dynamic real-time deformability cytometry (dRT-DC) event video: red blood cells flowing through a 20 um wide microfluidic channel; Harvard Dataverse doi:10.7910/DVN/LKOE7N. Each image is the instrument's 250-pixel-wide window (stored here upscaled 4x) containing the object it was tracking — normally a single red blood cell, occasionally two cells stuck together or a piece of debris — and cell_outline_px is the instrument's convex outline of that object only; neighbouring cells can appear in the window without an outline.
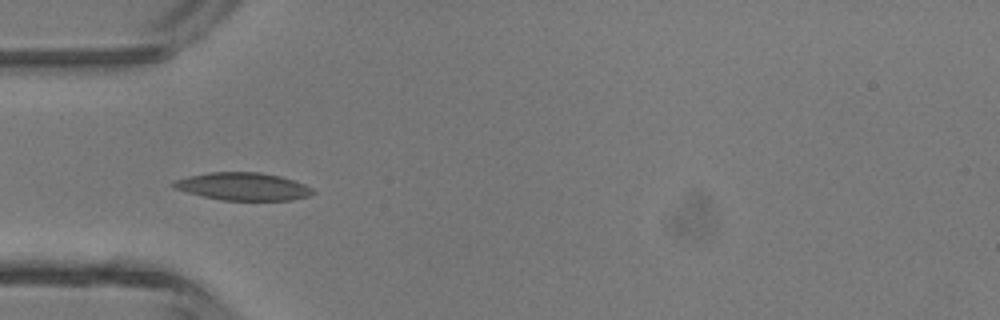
{"species": "common noctule bat (a hibernating species)", "species_latin": "Nyctalus noctula", "temperature_condition": "room temperature", "stored_images_in_passage": 4, "camera_frame_rate_fps": 3000, "um_per_image_px": 0.085, "animal": {"sex": "male", "body_mass_g": 13.3}, "frame": {"image": 1, "passage_image": 4, "time_ms": 1.0, "image_size_px": [1000, 320], "cell_outline_px": [[316, 192], [308, 196], [292, 200], [220, 200], [172, 188], [168, 184], [172, 180], [188, 176], [208, 172], [260, 172], [280, 176], [304, 184], [312, 188]], "centroid_in_image_um": [20.6, 15.84], "position_along_channel_um": 64.4, "area_um2": 22.6}}